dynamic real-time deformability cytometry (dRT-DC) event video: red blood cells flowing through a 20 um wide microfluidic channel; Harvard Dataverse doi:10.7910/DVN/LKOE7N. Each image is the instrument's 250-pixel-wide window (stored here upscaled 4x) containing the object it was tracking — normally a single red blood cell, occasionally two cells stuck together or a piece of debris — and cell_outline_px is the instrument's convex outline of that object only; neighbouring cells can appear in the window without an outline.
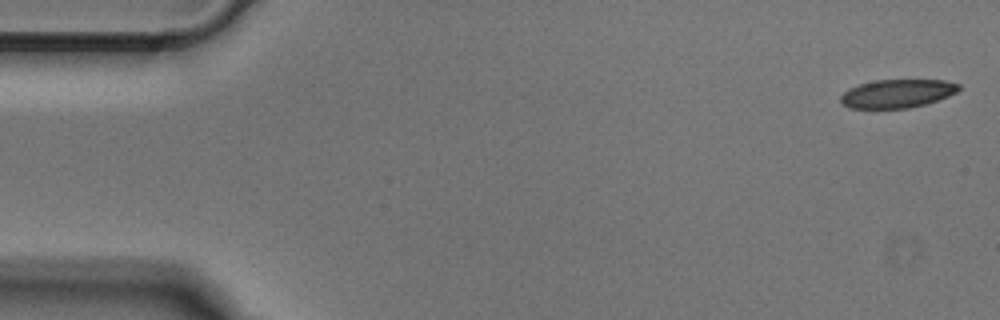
{"species": "Egyptian fruit bat (a non-hibernating species)", "species_latin": "Rousettus aegyptiacus", "temperature_condition": "cold", "stored_images_in_passage": 49, "camera_frame_rate_fps": 3000, "um_per_image_px": 0.085, "animal": {"sex": "male"}, "frame": {"image": 1, "passage_image": 1, "time_ms": 0.0, "image_size_px": [1000, 320], "cell_outline_px": [[960, 88], [956, 92], [948, 96], [924, 104], [908, 108], [852, 108], [844, 104], [840, 100], [840, 96], [848, 88], [860, 84], [876, 80], [944, 80], [960, 84]], "centroid_in_image_um": [76.26, 7.94], "position_along_channel_um": 8.7, "area_um2": 19.36}}
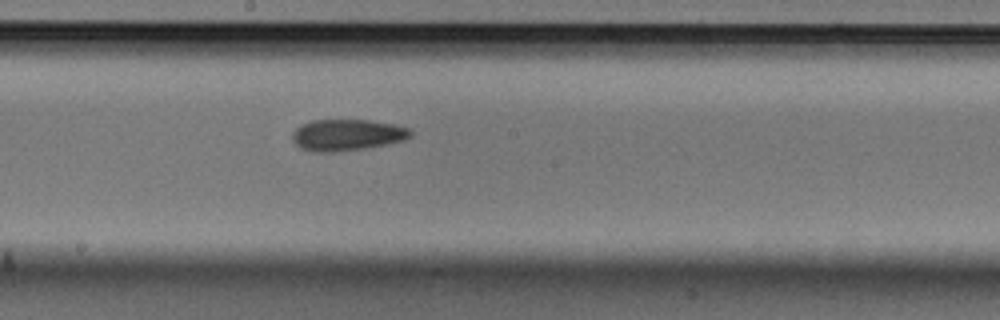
{"frame": {"image": 2, "passage_image": 26, "time_ms": 8.333, "image_size_px": [1000, 320], "cell_outline_px": [[412, 136], [404, 140], [388, 144], [364, 148], [336, 152], [312, 152], [300, 148], [292, 140], [292, 132], [300, 124], [312, 120], [372, 120], [396, 124], [408, 128], [412, 132]], "centroid_in_image_um": [29.49, 11.47], "position_along_channel_um": 218.7, "area_um2": 21.91}}
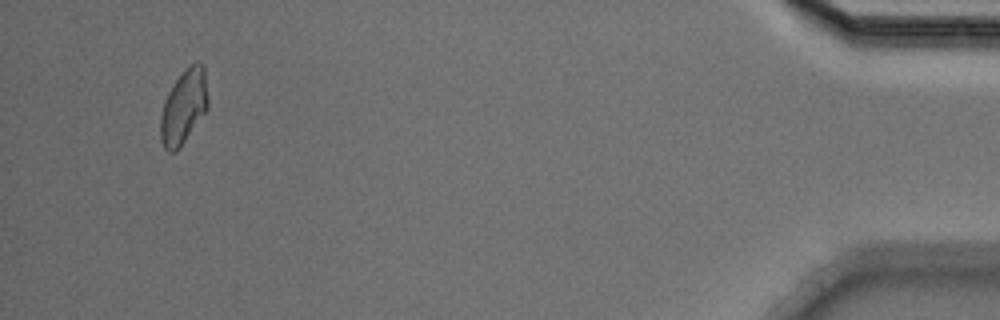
{"frame": {"image": 3, "passage_image": 47, "time_ms": 15.333, "image_size_px": [1000, 320], "cell_outline_px": [[208, 108], [180, 148], [176, 152], [168, 152], [164, 148], [160, 140], [160, 116], [164, 100], [172, 84], [196, 60], [204, 64], [208, 100]], "centroid_in_image_um": [15.61, 9.11], "position_along_channel_um": 419.6, "area_um2": 20.63}}